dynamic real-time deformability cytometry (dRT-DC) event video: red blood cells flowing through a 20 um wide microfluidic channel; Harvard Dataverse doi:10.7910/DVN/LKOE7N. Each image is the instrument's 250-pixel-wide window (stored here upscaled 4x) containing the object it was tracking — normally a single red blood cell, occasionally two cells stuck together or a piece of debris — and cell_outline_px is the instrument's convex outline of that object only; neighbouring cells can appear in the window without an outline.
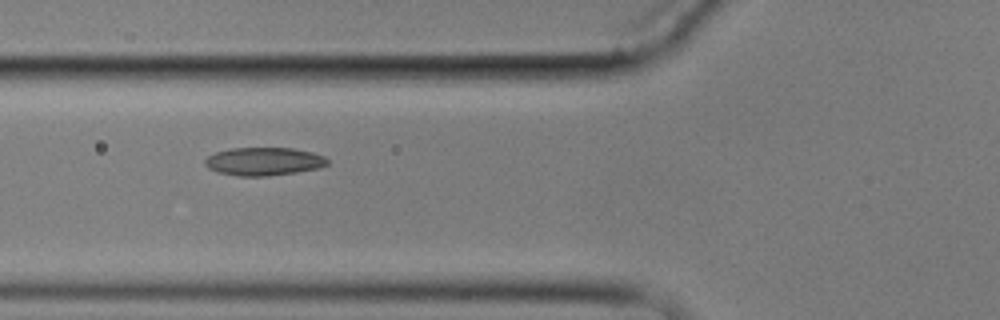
{"species": "common noctule bat (a hibernating species)", "species_latin": "Nyctalus noctula", "temperature_condition": "cold", "stored_images_in_passage": 10, "camera_frame_rate_fps": 3000, "um_per_image_px": 0.085, "animal": {"sex": "male", "body_mass_g": 17.9}, "frame": {"image": 1, "passage_image": 6, "time_ms": 5.667, "image_size_px": [1000, 320], "cell_outline_px": [[328, 164], [320, 168], [296, 172], [268, 176], [236, 176], [216, 172], [208, 168], [204, 164], [204, 160], [208, 156], [216, 152], [232, 148], [292, 148], [312, 152], [324, 156], [328, 160]], "centroid_in_image_um": [22.41, 13.73], "position_along_channel_um": 103.4, "area_um2": 20.17}}
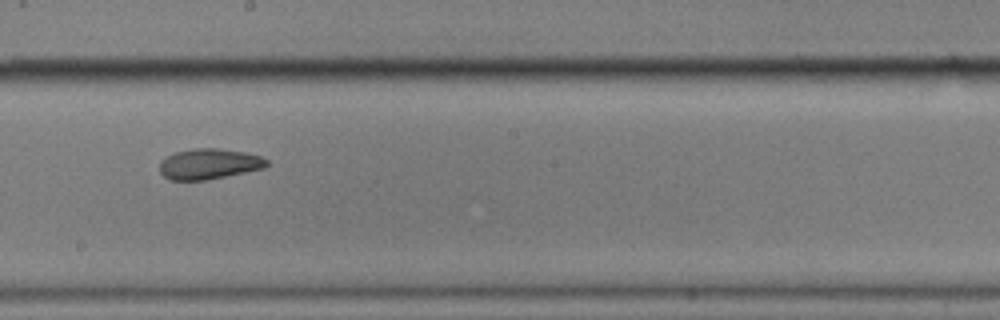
{"frame": {"image": 2, "passage_image": 9, "time_ms": 9.333, "image_size_px": [1000, 320], "cell_outline_px": [[268, 164], [264, 168], [208, 180], [172, 180], [164, 176], [160, 172], [160, 160], [176, 152], [196, 148], [216, 148], [244, 152], [260, 156], [268, 160]], "centroid_in_image_um": [17.77, 13.94], "position_along_channel_um": 230.4, "area_um2": 18.96}}
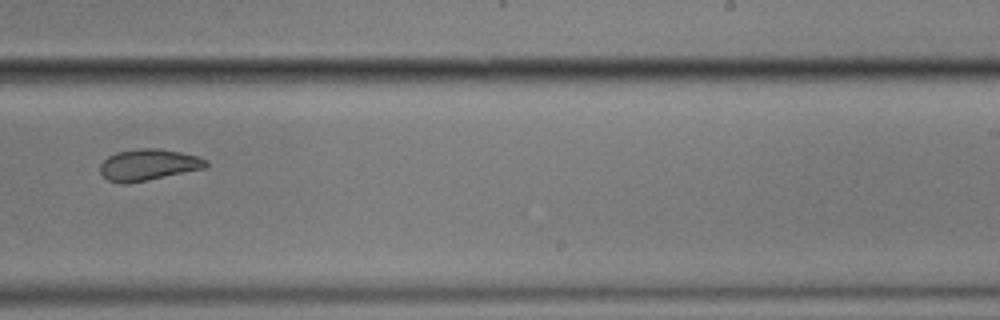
{"frame": {"image": 3, "passage_image": 10, "time_ms": 10.667, "image_size_px": [1000, 320], "cell_outline_px": [[208, 164], [204, 168], [148, 180], [124, 184], [120, 184], [108, 180], [100, 172], [100, 164], [108, 156], [116, 152], [140, 148], [160, 148], [200, 156], [208, 160]], "centroid_in_image_um": [12.61, 14.0], "position_along_channel_um": 276.4, "area_um2": 19.42}}